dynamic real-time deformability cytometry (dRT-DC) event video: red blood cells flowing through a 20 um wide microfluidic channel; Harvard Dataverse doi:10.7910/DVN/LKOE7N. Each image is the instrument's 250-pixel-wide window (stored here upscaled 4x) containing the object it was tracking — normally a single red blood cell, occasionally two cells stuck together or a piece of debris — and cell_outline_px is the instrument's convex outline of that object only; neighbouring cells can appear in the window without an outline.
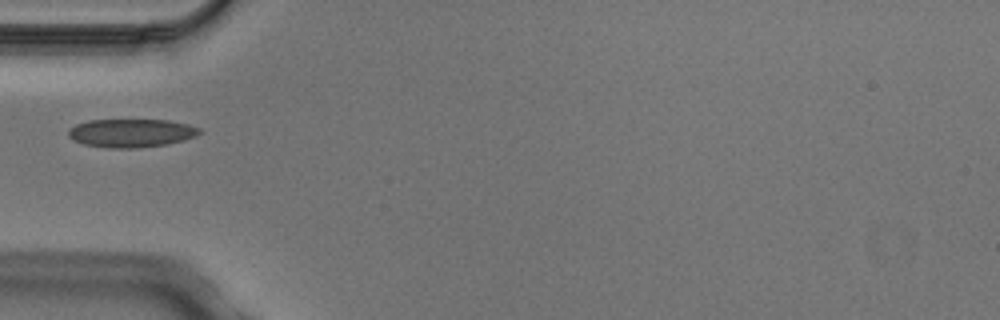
{"species": "Egyptian fruit bat (a non-hibernating species)", "species_latin": "Rousettus aegyptiacus", "temperature_condition": "cold", "stored_images_in_passage": 2, "camera_frame_rate_fps": 3000, "um_per_image_px": 0.085, "animal": {"sex": "male"}, "frame": {"image": 1, "passage_image": 1, "time_ms": 0.0, "image_size_px": [1000, 320], "cell_outline_px": [[204, 132], [196, 136], [164, 144], [136, 148], [112, 148], [84, 144], [68, 136], [68, 128], [76, 124], [88, 120], [168, 120], [188, 124], [200, 128]], "centroid_in_image_um": [11.15, 11.29], "position_along_channel_um": 73.8, "area_um2": 21.5}}
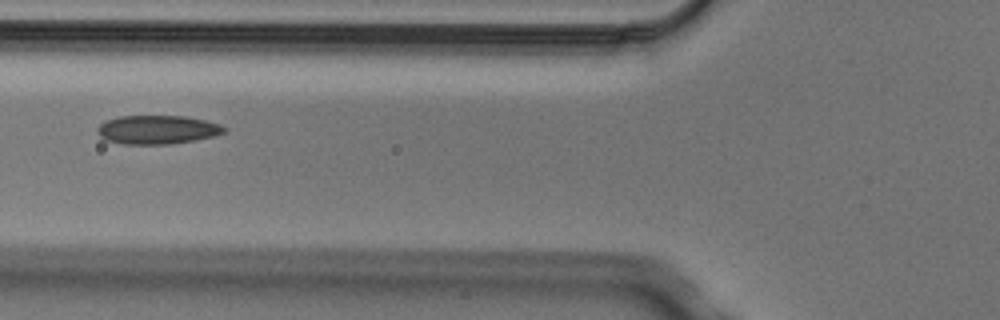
{"frame": {"image": 2, "passage_image": 2, "time_ms": 0.333, "image_size_px": [1000, 320], "cell_outline_px": [[228, 132], [196, 140], [168, 144], [124, 144], [104, 140], [96, 132], [96, 128], [100, 124], [108, 120], [120, 116], [184, 116], [204, 120], [220, 124], [228, 128]], "centroid_in_image_um": [13.38, 11.03], "position_along_channel_um": 112.4, "area_um2": 21.33}}